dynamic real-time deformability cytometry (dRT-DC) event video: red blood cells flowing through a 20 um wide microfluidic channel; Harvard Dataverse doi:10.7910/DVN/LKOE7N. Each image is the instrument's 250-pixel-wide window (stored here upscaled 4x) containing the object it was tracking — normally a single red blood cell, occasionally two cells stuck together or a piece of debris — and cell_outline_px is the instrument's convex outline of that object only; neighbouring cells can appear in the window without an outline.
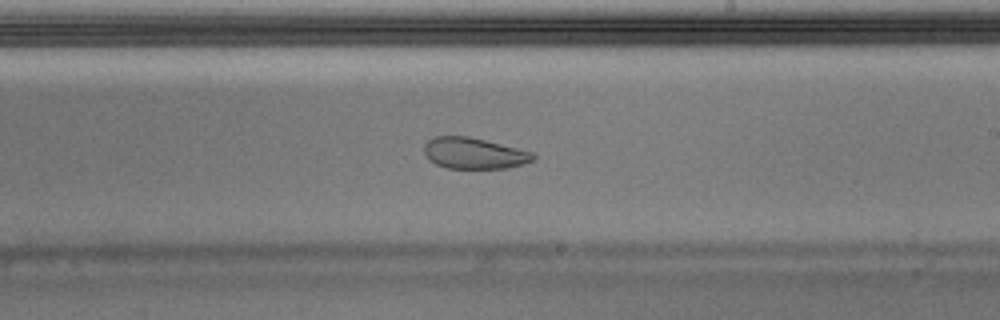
{"species": "Egyptian fruit bat (a non-hibernating species)", "species_latin": "Rousettus aegyptiacus", "temperature_condition": "warm", "stored_images_in_passage": 40, "camera_frame_rate_fps": 3000, "um_per_image_px": 0.085, "animal": {"sex": "male"}, "frame": {"image": 1, "passage_image": 23, "time_ms": 7.333, "image_size_px": [1000, 320], "cell_outline_px": [[536, 160], [524, 164], [508, 168], [448, 168], [436, 164], [428, 160], [424, 152], [424, 144], [428, 140], [436, 136], [468, 136], [532, 152], [536, 156]], "centroid_in_image_um": [40.29, 13.03], "position_along_channel_um": 248.7, "area_um2": 19.77}}